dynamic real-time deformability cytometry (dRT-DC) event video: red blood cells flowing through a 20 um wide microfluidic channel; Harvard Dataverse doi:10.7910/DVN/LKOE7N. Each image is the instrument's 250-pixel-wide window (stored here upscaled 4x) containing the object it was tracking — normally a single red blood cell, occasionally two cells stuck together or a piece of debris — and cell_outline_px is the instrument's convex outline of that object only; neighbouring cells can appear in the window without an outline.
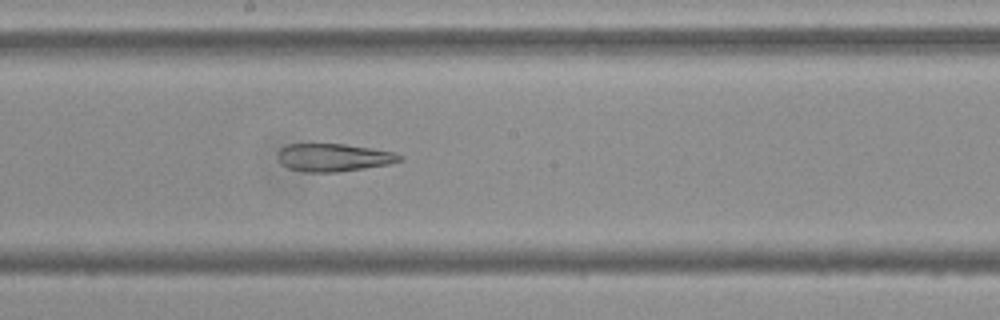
{"species": "Egyptian fruit bat (a non-hibernating species)", "species_latin": "Rousettus aegyptiacus", "temperature_condition": "cold", "stored_images_in_passage": 54, "camera_frame_rate_fps": 3000, "um_per_image_px": 0.085, "frame": {"image": 1, "passage_image": 29, "time_ms": 9.333, "image_size_px": [1000, 320], "cell_outline_px": [[404, 160], [388, 164], [364, 168], [336, 172], [308, 172], [288, 168], [280, 164], [276, 156], [280, 148], [288, 144], [344, 144], [372, 148], [396, 152], [404, 156]], "centroid_in_image_um": [28.36, 13.38], "position_along_channel_um": 219.8, "area_um2": 19.94}}
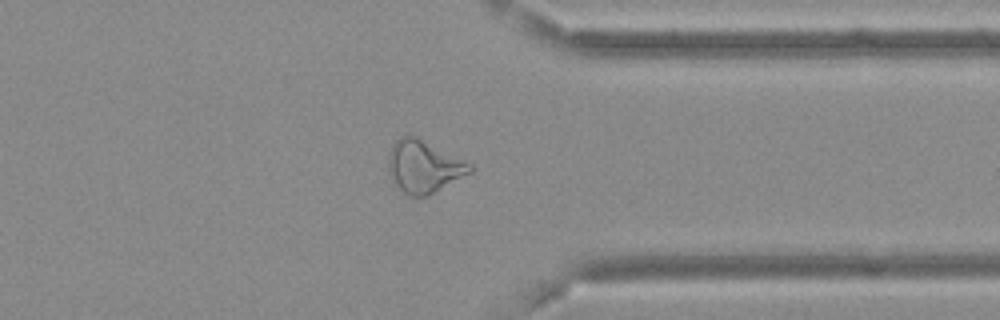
{"frame": {"image": 2, "passage_image": 42, "time_ms": 13.667, "image_size_px": [1000, 320], "cell_outline_px": [[472, 172], [424, 196], [408, 196], [396, 184], [388, 172], [388, 156], [392, 144], [400, 136], [416, 136], [472, 164]], "centroid_in_image_um": [35.99, 14.13], "position_along_channel_um": 375.4, "area_um2": 24.39}}
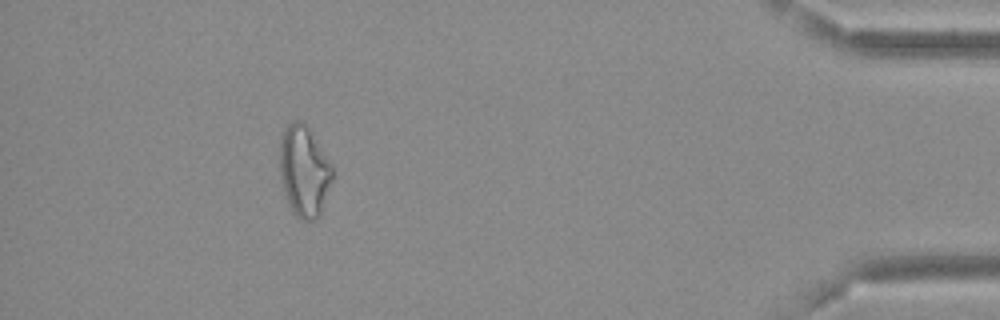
{"frame": {"image": 3, "passage_image": 49, "time_ms": 16.0, "image_size_px": [1000, 320], "cell_outline_px": [[332, 180], [320, 212], [312, 220], [300, 220], [292, 212], [280, 176], [280, 140], [288, 124], [292, 120], [300, 120], [308, 128], [332, 168]], "centroid_in_image_um": [25.82, 14.55], "position_along_channel_um": 409.4, "area_um2": 26.93}, "authors_computed_cell_mechanics": {"area_um2": 26.6458, "velocity_mm_per_s": 3.693, "shape_relaxation_time_tau1_ms": null, "shape_relaxation_time_tau2_ms": 8.6742, "deformation_change_tau1": null, "deformation_change_tau2": 0.2155}}